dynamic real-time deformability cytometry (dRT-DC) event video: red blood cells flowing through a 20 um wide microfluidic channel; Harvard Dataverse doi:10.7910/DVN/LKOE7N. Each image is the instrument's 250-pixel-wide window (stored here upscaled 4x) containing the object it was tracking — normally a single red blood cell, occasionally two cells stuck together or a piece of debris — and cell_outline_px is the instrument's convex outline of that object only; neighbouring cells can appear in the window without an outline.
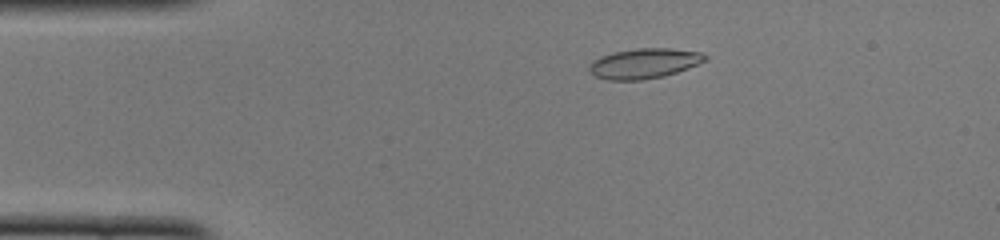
{"species": "common noctule bat (a hibernating species)", "species_latin": "Nyctalus noctula", "temperature_condition": "cold", "stored_images_in_passage": 50, "camera_frame_rate_fps": 3000, "um_per_image_px": 0.085, "animal": {"sex": "female", "body_mass_g": 22.0, "forearm_length_mm": 56.7}, "frame": {"image": 1, "passage_image": 9, "time_ms": 2.667, "image_size_px": [1000, 240], "cell_outline_px": [[708, 60], [688, 68], [664, 76], [640, 80], [608, 80], [596, 76], [588, 72], [588, 68], [592, 60], [600, 56], [612, 52], [636, 48], [668, 48], [700, 52], [708, 56]], "centroid_in_image_um": [54.73, 5.38], "position_along_channel_um": 30.3, "area_um2": 20.46}}
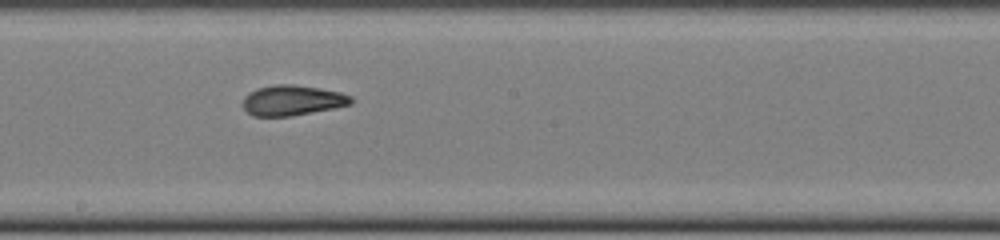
{"frame": {"image": 2, "passage_image": 27, "time_ms": 8.667, "image_size_px": [1000, 240], "cell_outline_px": [[352, 104], [336, 108], [292, 116], [252, 116], [244, 108], [244, 96], [248, 92], [256, 88], [272, 84], [292, 84], [320, 88], [340, 92], [352, 96]], "centroid_in_image_um": [24.86, 8.52], "position_along_channel_um": 223.3, "area_um2": 19.31}}
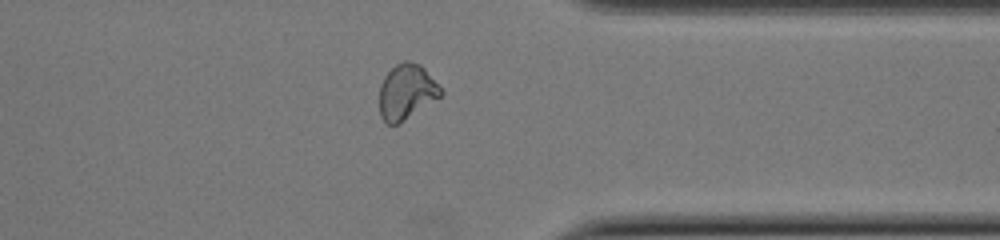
{"frame": {"image": 3, "passage_image": 39, "time_ms": 12.667, "image_size_px": [1000, 240], "cell_outline_px": [[444, 92], [440, 96], [400, 124], [388, 124], [380, 116], [380, 84], [384, 76], [396, 64], [404, 60], [408, 60], [420, 64], [424, 68]], "centroid_in_image_um": [34.54, 7.8], "position_along_channel_um": 376.9, "area_um2": 19.65}, "authors_computed_cell_mechanics": {"area_um2": 19.4497, "velocity_mm_per_s": 3.9921, "shape_relaxation_time_tau1_ms": 6.1295, "shape_relaxation_time_tau2_ms": 1.5945, "deformation_change_tau1": 0.2003, "deformation_change_tau2": 0.0837}}